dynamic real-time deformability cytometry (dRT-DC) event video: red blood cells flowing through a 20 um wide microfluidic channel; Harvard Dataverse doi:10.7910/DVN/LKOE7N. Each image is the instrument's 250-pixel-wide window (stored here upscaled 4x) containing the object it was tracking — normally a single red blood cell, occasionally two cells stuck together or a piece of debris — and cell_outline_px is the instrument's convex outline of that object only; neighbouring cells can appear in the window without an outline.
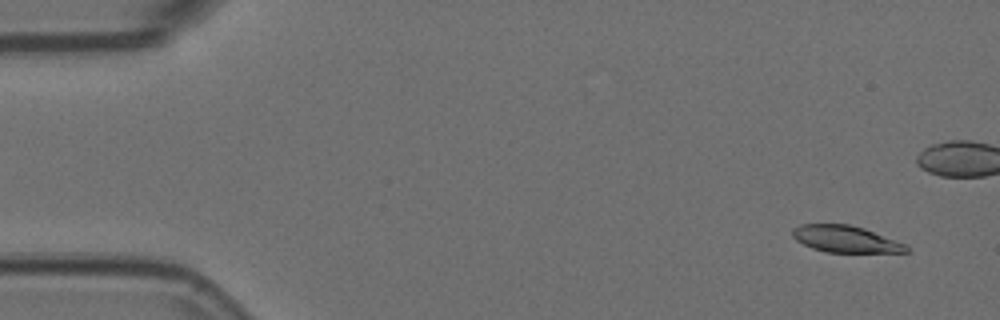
{"species": "Egyptian fruit bat (a non-hibernating species)", "species_latin": "Rousettus aegyptiacus", "temperature_condition": "room temperature", "stored_images_in_passage": 16, "camera_frame_rate_fps": 3000, "um_per_image_px": 0.085, "animal": {"sex": "female"}, "frame": {"image": 1, "passage_image": 3, "time_ms": 0.667, "image_size_px": [1000, 320], "cell_outline_px": [[908, 252], [828, 252], [812, 248], [796, 240], [792, 236], [792, 228], [800, 224], [848, 224], [864, 228], [904, 244], [908, 248]], "centroid_in_image_um": [71.81, 20.31], "position_along_channel_um": 13.2, "area_um2": 17.46}}